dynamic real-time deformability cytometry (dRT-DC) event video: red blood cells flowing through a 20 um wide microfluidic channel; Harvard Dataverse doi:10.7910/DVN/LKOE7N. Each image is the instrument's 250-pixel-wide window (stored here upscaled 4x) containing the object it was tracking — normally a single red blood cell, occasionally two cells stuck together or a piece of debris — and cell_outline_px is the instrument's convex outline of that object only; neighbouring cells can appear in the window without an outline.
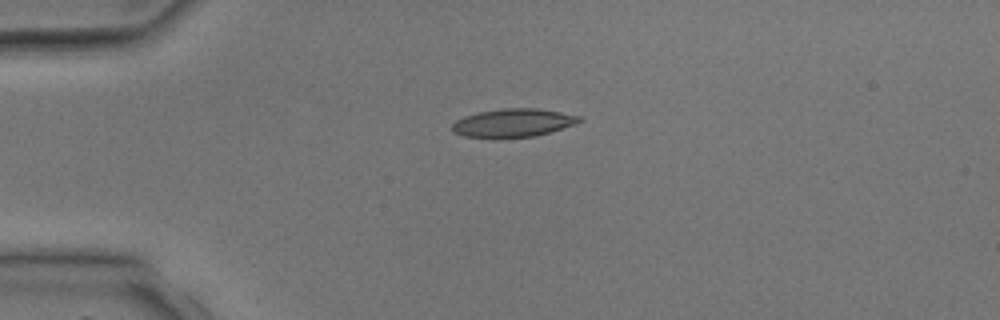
{"species": "common noctule bat (a hibernating species)", "species_latin": "Nyctalus noctula", "temperature_condition": "room temperature", "stored_images_in_passage": 4, "camera_frame_rate_fps": 3000, "um_per_image_px": 0.085, "animal": {"sex": "male", "body_mass_g": 17.9, "forearm_length_mm": 54.2}, "frame": {"image": 1, "passage_image": 4, "time_ms": 4.333, "image_size_px": [1000, 320], "cell_outline_px": [[584, 120], [576, 124], [536, 136], [464, 136], [452, 132], [452, 124], [456, 120], [464, 116], [480, 112], [504, 108], [536, 108], [560, 112], [580, 116]], "centroid_in_image_um": [43.65, 10.42], "position_along_channel_um": 41.3, "area_um2": 20.46}}